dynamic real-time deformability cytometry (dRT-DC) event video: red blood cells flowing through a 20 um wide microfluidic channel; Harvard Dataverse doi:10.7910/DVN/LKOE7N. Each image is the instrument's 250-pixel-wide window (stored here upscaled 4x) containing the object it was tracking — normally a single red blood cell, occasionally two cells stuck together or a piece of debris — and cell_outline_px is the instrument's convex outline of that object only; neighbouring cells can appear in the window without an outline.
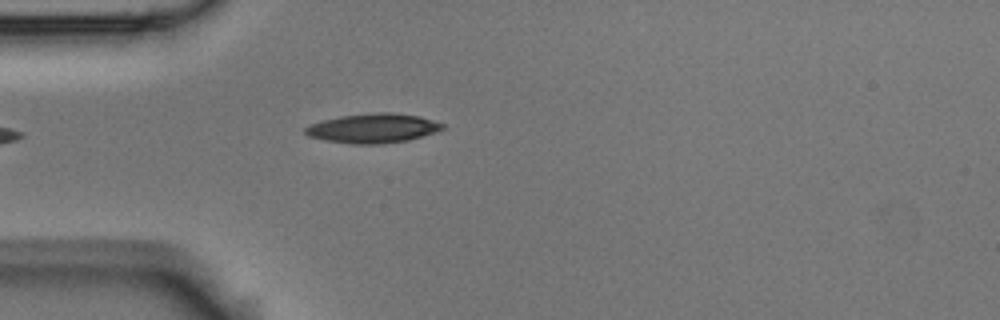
{"species": "Egyptian fruit bat (a non-hibernating species)", "species_latin": "Rousettus aegyptiacus", "temperature_condition": "room temperature", "stored_images_in_passage": 3, "camera_frame_rate_fps": 3000, "um_per_image_px": 0.085, "animal": {"sex": "male"}, "frame": {"image": 1, "passage_image": 3, "time_ms": 0.667, "image_size_px": [1000, 320], "cell_outline_px": [[444, 128], [436, 132], [408, 140], [380, 144], [352, 144], [328, 140], [308, 136], [304, 132], [304, 128], [312, 124], [324, 120], [340, 116], [376, 112], [392, 112], [420, 116], [444, 124]], "centroid_in_image_um": [31.73, 10.89], "position_along_channel_um": 53.3, "area_um2": 23.35}}